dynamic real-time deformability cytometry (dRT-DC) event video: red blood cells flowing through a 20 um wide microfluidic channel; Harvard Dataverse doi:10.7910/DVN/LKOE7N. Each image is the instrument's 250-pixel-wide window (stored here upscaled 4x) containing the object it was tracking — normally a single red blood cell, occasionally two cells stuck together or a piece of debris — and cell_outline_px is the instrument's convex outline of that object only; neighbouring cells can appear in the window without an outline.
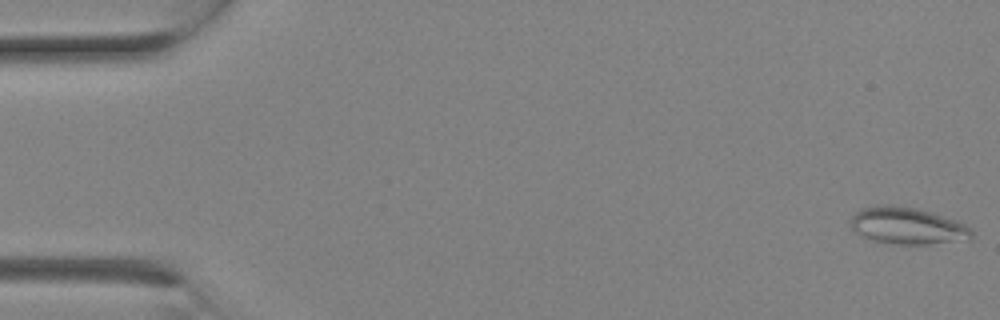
{"species": "Egyptian fruit bat (a non-hibernating species)", "species_latin": "Rousettus aegyptiacus", "temperature_condition": "room temperature", "stored_images_in_passage": 8, "camera_frame_rate_fps": 3000, "um_per_image_px": 0.085, "animal": {"sex": "female"}, "frame": {"image": 1, "passage_image": 1, "time_ms": 0.0, "image_size_px": [1000, 320], "cell_outline_px": [[972, 236], [928, 244], [900, 244], [872, 240], [856, 232], [852, 228], [852, 216], [856, 212], [864, 208], [880, 204], [892, 204], [916, 208], [932, 212], [956, 220], [972, 228]], "centroid_in_image_um": [77.09, 19.16], "position_along_channel_um": 7.9, "area_um2": 25.37}}